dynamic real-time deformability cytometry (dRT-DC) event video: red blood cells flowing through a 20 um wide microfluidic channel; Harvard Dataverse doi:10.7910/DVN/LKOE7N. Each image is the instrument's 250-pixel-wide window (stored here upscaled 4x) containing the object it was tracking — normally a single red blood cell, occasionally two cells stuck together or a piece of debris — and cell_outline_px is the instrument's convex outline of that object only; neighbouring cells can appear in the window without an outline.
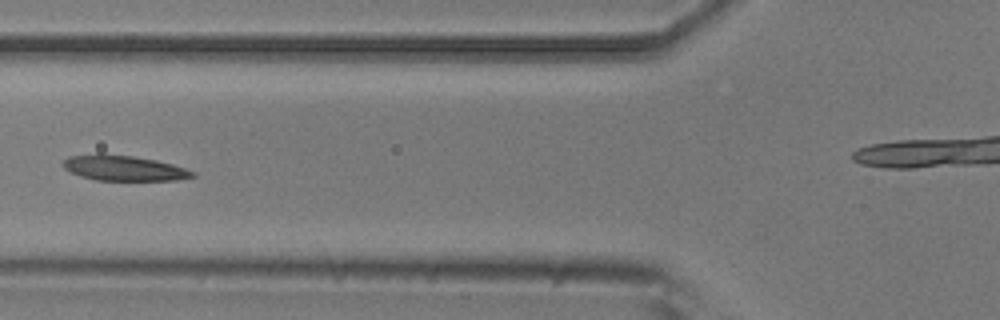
{"species": "common noctule bat (a hibernating species)", "species_latin": "Nyctalus noctula", "temperature_condition": "room temperature", "stored_images_in_passage": 6, "camera_frame_rate_fps": 3000, "um_per_image_px": 0.085, "animal": {"sex": "male", "body_mass_g": 20.5, "forearm_length_mm": 52.5}, "frame": {"image": 1, "passage_image": 6, "time_ms": 6.667, "image_size_px": [1000, 320], "cell_outline_px": [[196, 176], [176, 180], [96, 180], [80, 176], [64, 168], [60, 164], [68, 156], [96, 152], [104, 152], [132, 156], [156, 160], [172, 164], [196, 172]], "centroid_in_image_um": [10.47, 14.26], "position_along_channel_um": 115.3, "area_um2": 19.42}}